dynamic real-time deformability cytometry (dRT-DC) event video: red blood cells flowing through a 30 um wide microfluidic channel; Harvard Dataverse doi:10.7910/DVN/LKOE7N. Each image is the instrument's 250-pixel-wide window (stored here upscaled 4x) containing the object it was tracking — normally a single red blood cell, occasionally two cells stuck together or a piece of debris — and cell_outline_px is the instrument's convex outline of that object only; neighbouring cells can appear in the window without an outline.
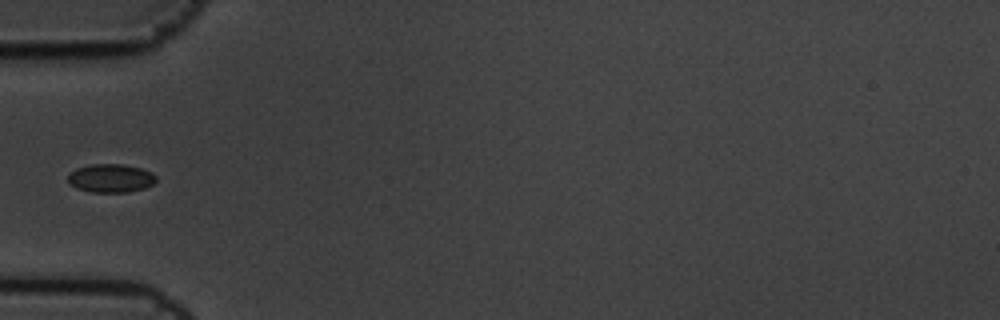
{"species": "common noctule bat (a hibernating species)", "species_latin": "Nyctalus noctula", "temperature_condition": "cold", "stored_images_in_passage": 7, "segment_of_instrument_passage": [2, 2], "camera_frame_rate_fps": 3000, "um_per_image_px": 0.085, "animal": {"sex": "male", "body_mass_g": 19.5, "forearm_length_mm": 54.6}, "frame": {"image": 1, "passage_image": 7, "time_ms": 2.0, "image_size_px": [1000, 320], "cell_outline_px": [[156, 180], [152, 184], [144, 188], [128, 192], [92, 192], [76, 188], [68, 180], [68, 172], [76, 168], [92, 164], [124, 164], [140, 168], [152, 172], [156, 176]], "centroid_in_image_um": [9.41, 15.14], "position_along_channel_um": 75.6, "area_um2": 14.62}}